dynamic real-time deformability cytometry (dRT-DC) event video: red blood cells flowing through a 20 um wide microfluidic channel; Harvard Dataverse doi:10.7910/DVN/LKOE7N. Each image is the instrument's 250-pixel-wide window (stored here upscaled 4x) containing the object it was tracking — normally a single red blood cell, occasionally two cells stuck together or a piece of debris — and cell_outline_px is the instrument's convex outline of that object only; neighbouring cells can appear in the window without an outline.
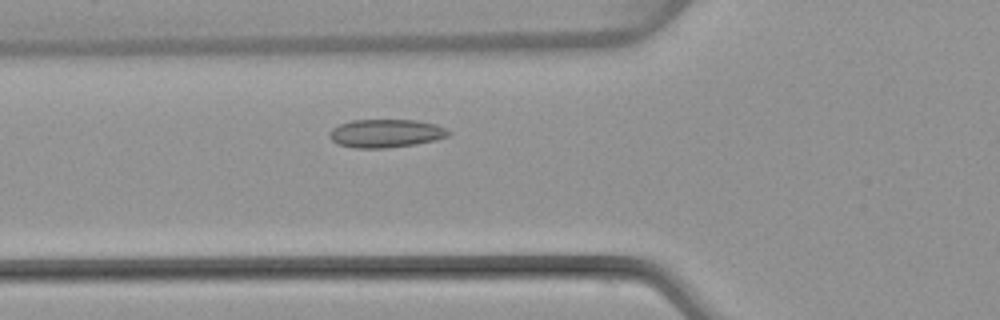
{"species": "common noctule bat (a hibernating species)", "species_latin": "Nyctalus noctula", "temperature_condition": "warm", "stored_images_in_passage": 44, "camera_frame_rate_fps": 3000, "um_per_image_px": 0.085, "animal": {"sex": "female", "body_mass_g": 22.7, "forearm_length_mm": 54.2}, "frame": {"image": 1, "passage_image": 12, "time_ms": 3.667, "image_size_px": [1000, 320], "cell_outline_px": [[452, 132], [448, 136], [436, 140], [416, 144], [388, 148], [356, 148], [336, 144], [328, 136], [332, 128], [340, 124], [352, 120], [416, 120], [436, 124]], "centroid_in_image_um": [32.79, 11.34], "position_along_channel_um": 93.0, "area_um2": 19.71}}
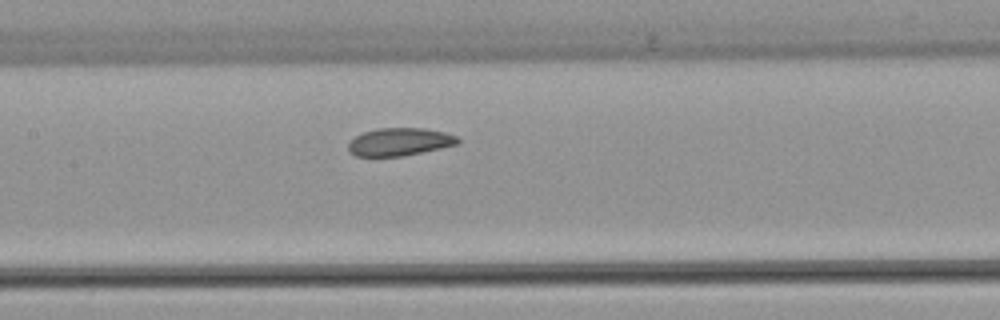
{"frame": {"image": 2, "passage_image": 18, "time_ms": 5.667, "image_size_px": [1000, 320], "cell_outline_px": [[460, 140], [456, 144], [440, 148], [404, 156], [356, 156], [348, 152], [348, 144], [356, 136], [364, 132], [376, 128], [424, 128], [444, 132], [456, 136]], "centroid_in_image_um": [33.94, 12.05], "position_along_channel_um": 173.5, "area_um2": 17.63}}
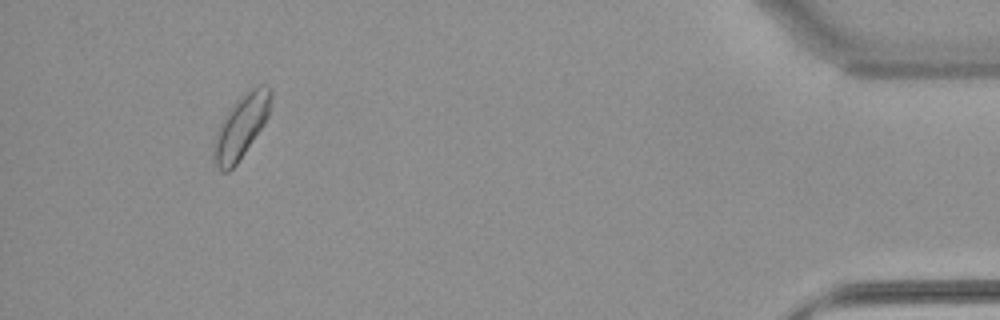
{"frame": {"image": 3, "passage_image": 41, "time_ms": 13.333, "image_size_px": [1000, 320], "cell_outline_px": [[272, 96], [268, 116], [264, 124], [236, 164], [228, 172], [220, 172], [216, 164], [212, 152], [216, 132], [224, 116], [232, 104], [236, 100], [256, 84], [268, 84], [272, 88]], "centroid_in_image_um": [20.51, 10.71], "position_along_channel_um": 414.7, "area_um2": 21.1}, "authors_computed_cell_mechanics": {"area_um2": 18.7561, "velocity_mm_per_s": 4.0147, "shape_relaxation_time_tau1_ms": 8.6462, "shape_relaxation_time_tau2_ms": 2.3153, "deformation_change_tau1": 0.0893, "deformation_change_tau2": 0.064}}